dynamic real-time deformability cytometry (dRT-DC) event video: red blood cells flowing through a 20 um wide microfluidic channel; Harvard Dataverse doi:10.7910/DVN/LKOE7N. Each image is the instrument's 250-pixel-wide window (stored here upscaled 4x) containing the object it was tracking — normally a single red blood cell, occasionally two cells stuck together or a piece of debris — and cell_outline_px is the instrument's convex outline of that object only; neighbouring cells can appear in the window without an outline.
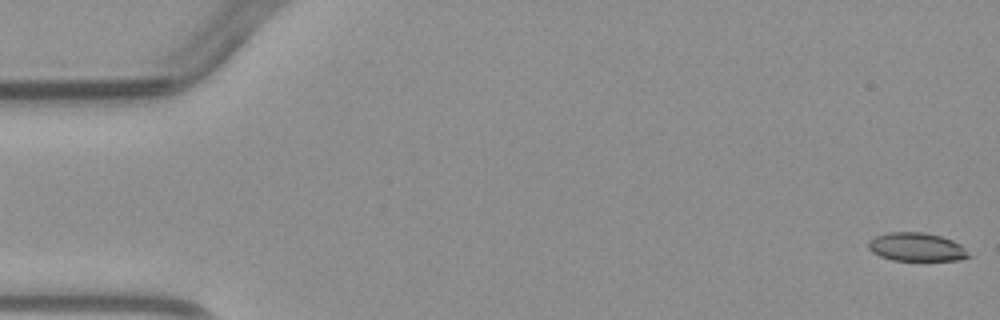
{"species": "common noctule bat (a hibernating species)", "species_latin": "Nyctalus noctula", "temperature_condition": "warm", "stored_images_in_passage": 4, "camera_frame_rate_fps": 3000, "um_per_image_px": 0.085, "animal": {"sex": "male", "body_mass_g": 23.1, "forearm_length_mm": 52.7}, "frame": {"image": 1, "passage_image": 1, "time_ms": 0.0, "image_size_px": [1000, 320], "cell_outline_px": [[972, 256], [960, 260], [892, 260], [880, 256], [872, 252], [868, 248], [868, 240], [876, 236], [888, 232], [924, 232], [940, 236], [952, 240], [960, 244]], "centroid_in_image_um": [77.9, 20.99], "position_along_channel_um": 7.1, "area_um2": 16.65}}
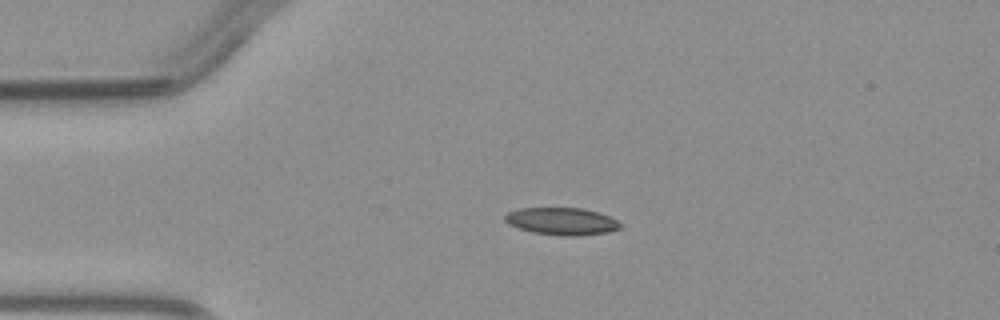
{"frame": {"image": 2, "passage_image": 3, "time_ms": 3.333, "image_size_px": [1000, 320], "cell_outline_px": [[620, 228], [608, 232], [580, 236], [560, 236], [532, 232], [508, 224], [504, 220], [504, 216], [508, 212], [520, 208], [584, 208], [608, 216], [616, 220], [620, 224]], "centroid_in_image_um": [47.72, 18.81], "position_along_channel_um": 37.3, "area_um2": 18.32}}